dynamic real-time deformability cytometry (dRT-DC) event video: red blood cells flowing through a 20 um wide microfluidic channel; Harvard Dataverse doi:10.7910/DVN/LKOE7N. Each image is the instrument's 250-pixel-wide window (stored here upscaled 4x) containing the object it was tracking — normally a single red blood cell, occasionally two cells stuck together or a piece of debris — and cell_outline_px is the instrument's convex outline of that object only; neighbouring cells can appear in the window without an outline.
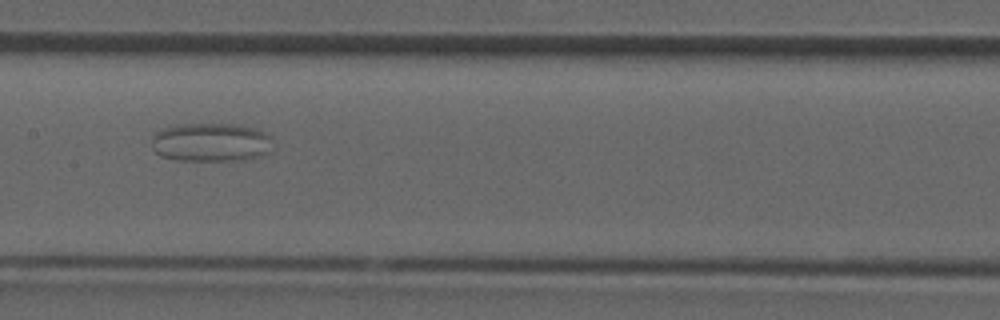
{"species": "common noctule bat (a hibernating species)", "species_latin": "Nyctalus noctula", "temperature_condition": "room temperature", "stored_images_in_passage": 28, "camera_frame_rate_fps": 3000, "um_per_image_px": 0.085, "animal": {"sex": "male", "forearm_length_mm": 52.5}, "frame": {"image": 1, "passage_image": 9, "time_ms": 2.667, "image_size_px": [1000, 320], "cell_outline_px": [[272, 140], [264, 152], [248, 160], [176, 160], [160, 156], [152, 148], [152, 136], [156, 132], [164, 128], [184, 124], [236, 124], [252, 128], [264, 132], [272, 136]], "centroid_in_image_um": [17.87, 12.09], "position_along_channel_um": 189.5, "area_um2": 26.99}}